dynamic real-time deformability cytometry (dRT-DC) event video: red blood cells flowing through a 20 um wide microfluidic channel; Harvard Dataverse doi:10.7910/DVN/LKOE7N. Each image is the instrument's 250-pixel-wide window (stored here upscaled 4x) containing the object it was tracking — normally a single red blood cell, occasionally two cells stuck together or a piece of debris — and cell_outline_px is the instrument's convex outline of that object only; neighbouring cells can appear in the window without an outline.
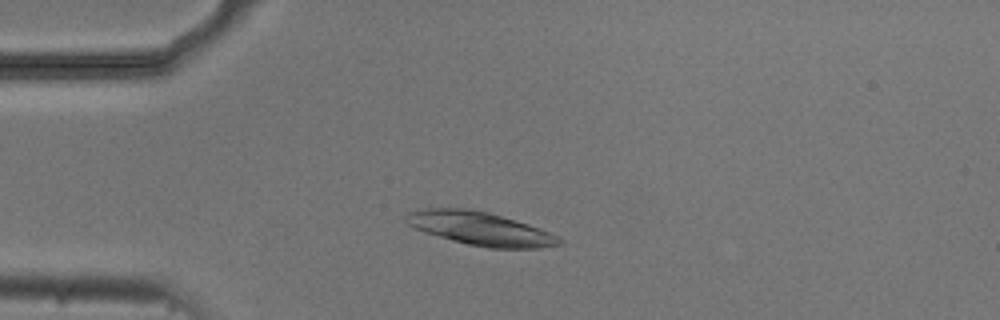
{"species": "common noctule bat (a hibernating species)", "species_latin": "Nyctalus noctula", "temperature_condition": "cold", "stored_images_in_passage": 5, "camera_frame_rate_fps": 3000, "um_per_image_px": 0.085, "animal": {"sex": "male", "body_mass_g": 20.5, "forearm_length_mm": 52.5}, "frame": {"image": 1, "passage_image": 4, "time_ms": 1.0, "image_size_px": [1000, 320], "cell_outline_px": [[564, 240], [560, 244], [540, 248], [488, 248], [468, 244], [452, 240], [424, 232], [408, 224], [404, 220], [404, 216], [408, 212], [424, 208], [468, 208], [488, 212], [528, 224], [548, 232]], "centroid_in_image_um": [40.78, 19.42], "position_along_channel_um": 44.2, "area_um2": 29.59}}